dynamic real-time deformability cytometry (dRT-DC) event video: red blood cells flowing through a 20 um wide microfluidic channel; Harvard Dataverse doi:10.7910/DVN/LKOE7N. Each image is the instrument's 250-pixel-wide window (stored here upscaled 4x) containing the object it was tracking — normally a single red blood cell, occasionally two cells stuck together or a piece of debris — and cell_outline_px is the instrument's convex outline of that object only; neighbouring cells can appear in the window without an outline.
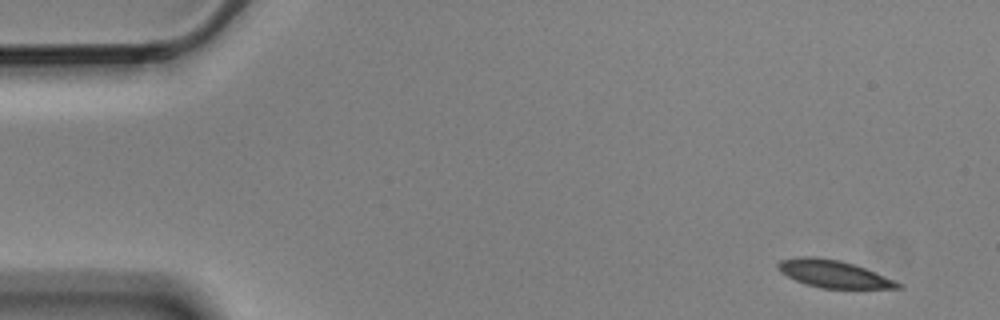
{"species": "Egyptian fruit bat (a non-hibernating species)", "species_latin": "Rousettus aegyptiacus", "temperature_condition": "cold", "stored_images_in_passage": 2, "camera_frame_rate_fps": 3000, "um_per_image_px": 0.085, "animal": {"sex": "male"}, "frame": {"image": 1, "passage_image": 2, "time_ms": 0.333, "image_size_px": [1000, 320], "cell_outline_px": [[904, 288], [820, 288], [804, 284], [780, 272], [776, 268], [776, 264], [780, 260], [800, 256], [816, 256], [840, 260], [864, 268], [904, 284]], "centroid_in_image_um": [70.81, 23.27], "position_along_channel_um": 14.2, "area_um2": 19.13}}